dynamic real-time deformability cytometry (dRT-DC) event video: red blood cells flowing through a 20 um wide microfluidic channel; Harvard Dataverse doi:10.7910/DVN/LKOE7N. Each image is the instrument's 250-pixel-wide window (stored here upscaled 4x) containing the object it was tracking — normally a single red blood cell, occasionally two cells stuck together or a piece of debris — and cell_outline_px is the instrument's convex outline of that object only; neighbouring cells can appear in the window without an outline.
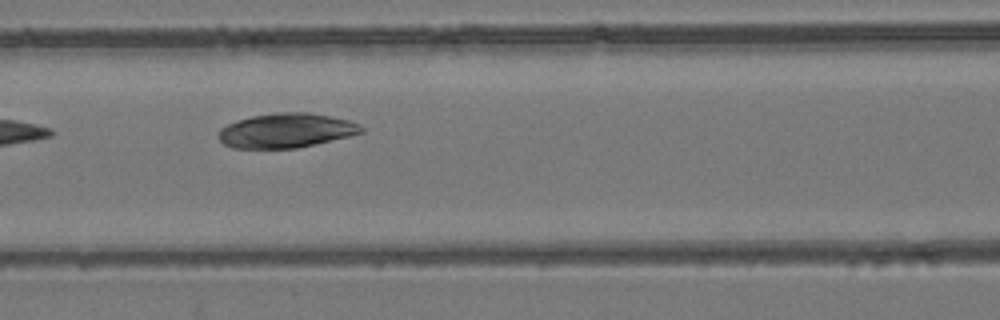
{"species": "common noctule bat (a hibernating species)", "species_latin": "Nyctalus noctula", "temperature_condition": "room temperature", "stored_images_in_passage": 8, "camera_frame_rate_fps": 3000, "um_per_image_px": 0.085, "animal": {"sex": "female", "body_mass_g": 24.6, "forearm_length_mm": 56.2}, "frame": {"image": 1, "passage_image": 5, "time_ms": 1.333, "image_size_px": [1000, 320], "cell_outline_px": [[364, 132], [348, 136], [296, 148], [232, 148], [224, 144], [216, 136], [220, 128], [228, 124], [252, 116], [276, 112], [308, 112], [348, 120], [360, 124], [364, 128]], "centroid_in_image_um": [24.3, 11.09], "position_along_channel_um": 142.3, "area_um2": 28.5}}
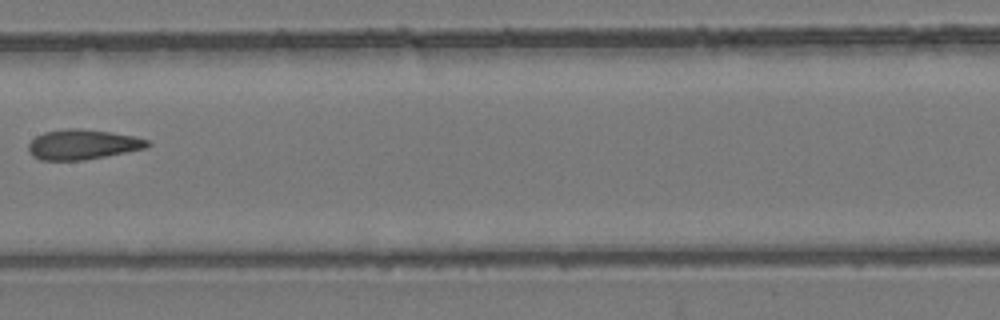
{"frame": {"image": 2, "passage_image": 7, "time_ms": 2.0, "image_size_px": [1000, 320], "cell_outline_px": [[152, 144], [148, 148], [84, 160], [40, 160], [32, 156], [28, 148], [28, 144], [36, 136], [44, 132], [68, 128], [76, 128], [108, 132], [136, 136], [148, 140]], "centroid_in_image_um": [7.04, 12.28], "position_along_channel_um": 200.4, "area_um2": 20.81}}
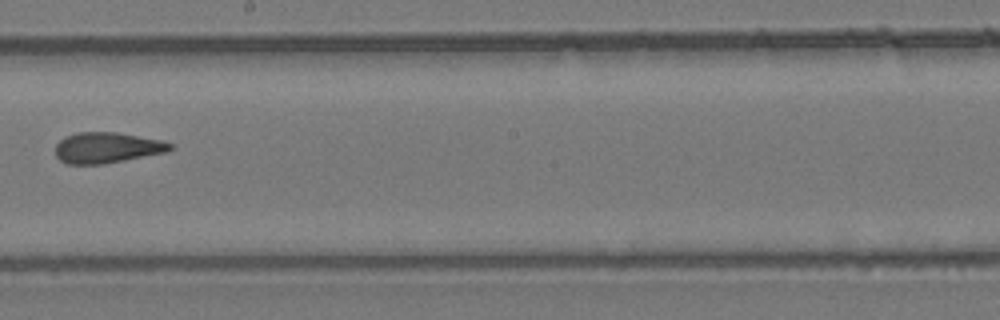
{"frame": {"image": 3, "passage_image": 8, "time_ms": 2.333, "image_size_px": [1000, 320], "cell_outline_px": [[172, 148], [164, 152], [104, 164], [68, 164], [60, 160], [56, 156], [56, 144], [64, 136], [76, 132], [116, 132], [164, 140], [172, 144]], "centroid_in_image_um": [9.06, 12.54], "position_along_channel_um": 239.1, "area_um2": 20.52}}